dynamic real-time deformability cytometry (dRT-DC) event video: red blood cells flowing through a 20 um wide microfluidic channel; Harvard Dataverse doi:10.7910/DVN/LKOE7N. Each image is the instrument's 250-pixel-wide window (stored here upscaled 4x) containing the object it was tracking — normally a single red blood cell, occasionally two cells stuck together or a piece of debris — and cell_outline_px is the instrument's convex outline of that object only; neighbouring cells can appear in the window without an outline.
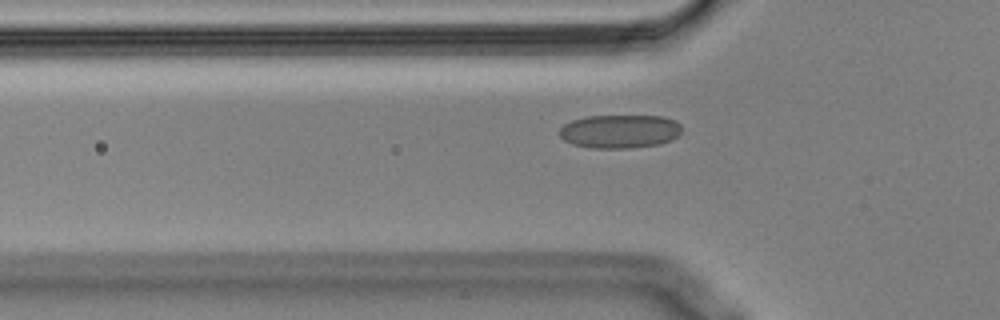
{"species": "Egyptian fruit bat (a non-hibernating species)", "species_latin": "Rousettus aegyptiacus", "temperature_condition": "cold", "stored_images_in_passage": 38, "camera_frame_rate_fps": 3000, "um_per_image_px": 0.085, "animal": {"sex": "male"}, "frame": {"image": 1, "passage_image": 7, "time_ms": 2.0, "image_size_px": [1000, 320], "cell_outline_px": [[680, 132], [672, 140], [660, 144], [628, 148], [588, 148], [572, 144], [564, 140], [560, 136], [560, 128], [564, 124], [572, 120], [588, 116], [664, 116], [676, 120], [680, 124]], "centroid_in_image_um": [52.68, 11.17], "position_along_channel_um": 73.1, "area_um2": 23.99}}
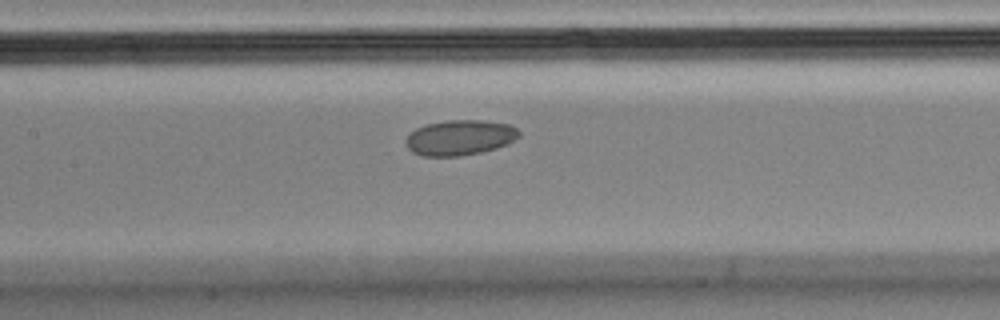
{"frame": {"image": 2, "passage_image": 15, "time_ms": 4.667, "image_size_px": [1000, 320], "cell_outline_px": [[520, 136], [496, 148], [480, 152], [460, 156], [424, 156], [412, 152], [408, 148], [404, 140], [416, 128], [424, 124], [448, 120], [480, 120], [512, 124], [520, 132]], "centroid_in_image_um": [39.07, 11.68], "position_along_channel_um": 168.3, "area_um2": 23.24}}
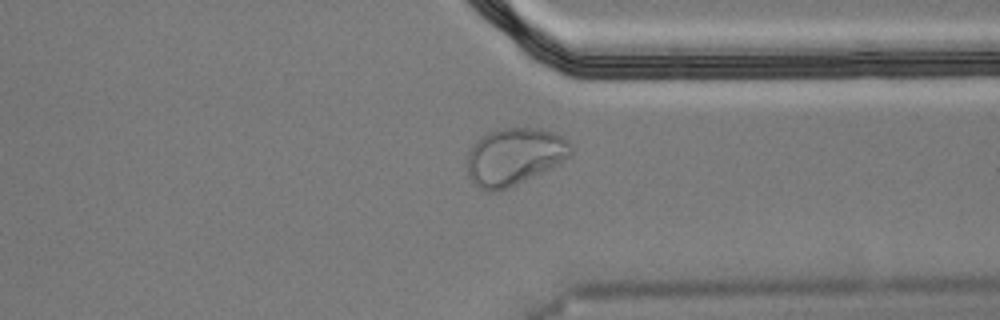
{"frame": {"image": 3, "passage_image": 32, "time_ms": 10.333, "image_size_px": [1000, 320], "cell_outline_px": [[572, 156], [508, 188], [496, 192], [488, 192], [480, 188], [468, 176], [468, 152], [472, 144], [480, 136], [488, 132], [504, 128], [540, 128], [564, 136], [572, 144]], "centroid_in_image_um": [43.72, 13.28], "position_along_channel_um": 367.7, "area_um2": 34.45}}